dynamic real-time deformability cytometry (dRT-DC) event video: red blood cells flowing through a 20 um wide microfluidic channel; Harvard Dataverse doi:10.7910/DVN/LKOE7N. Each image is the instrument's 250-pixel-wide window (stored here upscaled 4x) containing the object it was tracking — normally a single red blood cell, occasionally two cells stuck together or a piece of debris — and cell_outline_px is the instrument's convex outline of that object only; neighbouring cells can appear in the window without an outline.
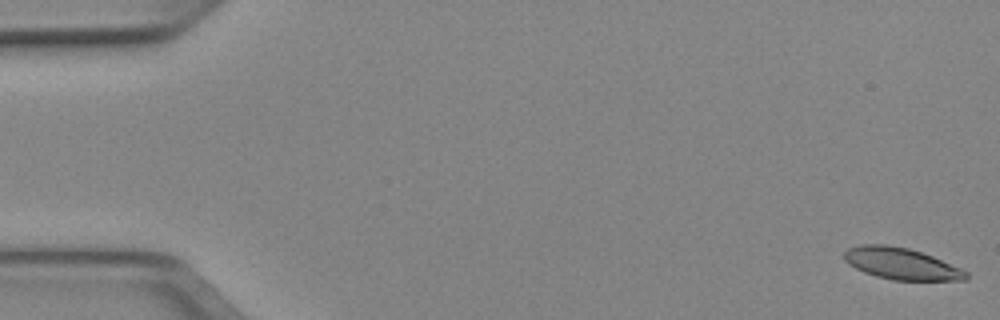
{"species": "Egyptian fruit bat (a non-hibernating species)", "species_latin": "Rousettus aegyptiacus", "temperature_condition": "cold", "stored_images_in_passage": 51, "camera_frame_rate_fps": 3000, "um_per_image_px": 0.085, "animal": {"sex": "female"}, "frame": {"image": 1, "passage_image": 1, "time_ms": 0.0, "image_size_px": [1000, 320], "cell_outline_px": [[968, 280], [892, 280], [876, 276], [864, 272], [848, 264], [844, 260], [844, 252], [848, 248], [860, 244], [888, 244], [908, 248], [932, 256], [960, 268], [968, 272]], "centroid_in_image_um": [76.58, 22.41], "position_along_channel_um": 8.4, "area_um2": 22.43}}
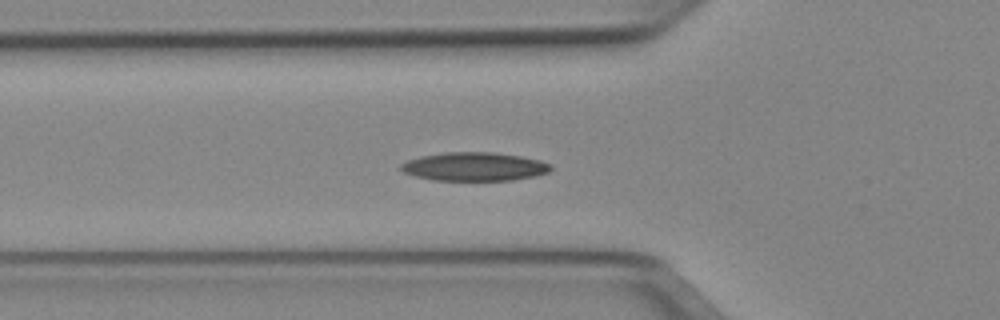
{"frame": {"image": 2, "passage_image": 18, "time_ms": 5.667, "image_size_px": [1000, 320], "cell_outline_px": [[552, 168], [548, 172], [536, 176], [512, 180], [432, 180], [416, 176], [404, 172], [400, 168], [400, 164], [408, 160], [420, 156], [444, 152], [492, 152], [520, 156], [540, 160], [552, 164]], "centroid_in_image_um": [40.33, 14.16], "position_along_channel_um": 85.5, "area_um2": 24.97}}
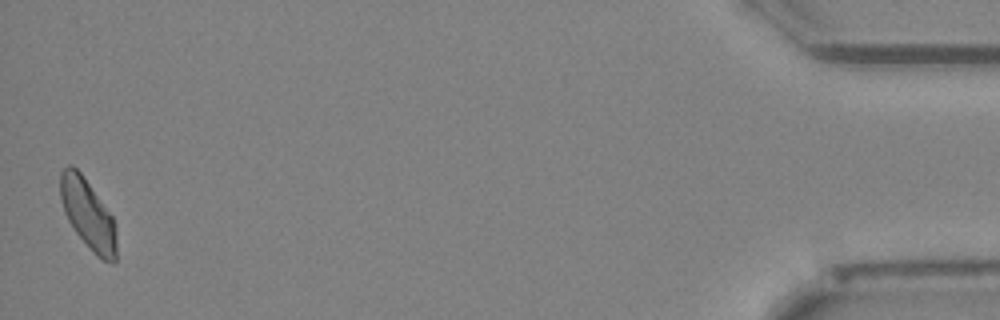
{"frame": {"image": 3, "passage_image": 51, "time_ms": 16.667, "image_size_px": [1000, 320], "cell_outline_px": [[116, 260], [112, 264], [96, 256], [92, 252], [76, 232], [68, 220], [64, 212], [60, 196], [60, 172], [68, 164], [72, 164], [80, 172], [112, 216], [116, 236]], "centroid_in_image_um": [7.46, 18.21], "position_along_channel_um": 427.7, "area_um2": 22.6}, "authors_computed_cell_mechanics": {"area_um2": 23.409, "velocity_mm_per_s": 3.9302, "shape_relaxation_time_tau1_ms": 8.1426, "shape_relaxation_time_tau2_ms": 5.9192, "deformation_change_tau1": 0.1593, "deformation_change_tau2": 0.1327}}